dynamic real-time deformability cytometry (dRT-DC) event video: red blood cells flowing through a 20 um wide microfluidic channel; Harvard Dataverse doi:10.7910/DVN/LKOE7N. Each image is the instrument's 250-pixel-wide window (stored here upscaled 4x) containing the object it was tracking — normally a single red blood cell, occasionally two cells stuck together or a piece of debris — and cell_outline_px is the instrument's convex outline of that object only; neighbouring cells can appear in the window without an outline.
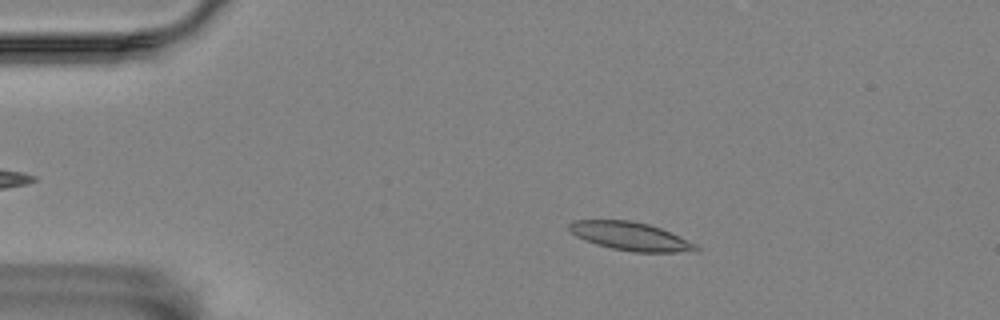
{"species": "Egyptian fruit bat (a non-hibernating species)", "species_latin": "Rousettus aegyptiacus", "temperature_condition": "room temperature", "stored_images_in_passage": 56, "camera_frame_rate_fps": 3000, "um_per_image_px": 0.085, "animal": {"sex": "female"}, "frame": {"image": 1, "passage_image": 10, "time_ms": 3.0, "image_size_px": [1000, 320], "cell_outline_px": [[700, 248], [696, 252], [632, 252], [612, 248], [596, 244], [584, 240], [576, 236], [568, 228], [568, 224], [572, 220], [628, 220], [648, 224], [660, 228], [696, 244]], "centroid_in_image_um": [53.58, 20.09], "position_along_channel_um": 31.4, "area_um2": 20.87}}
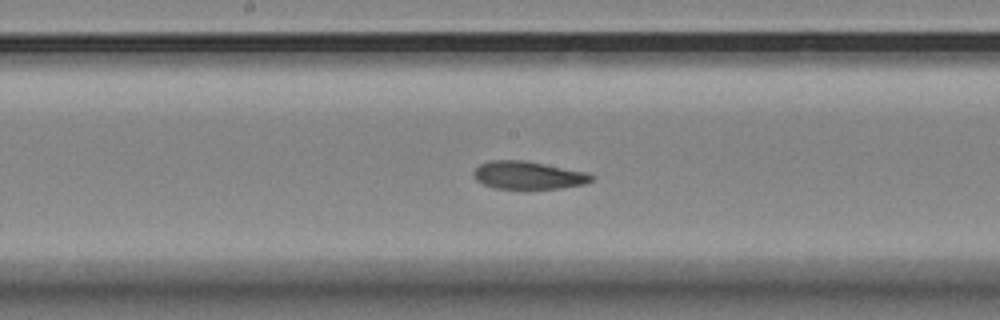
{"frame": {"image": 2, "passage_image": 29, "time_ms": 9.333, "image_size_px": [1000, 320], "cell_outline_px": [[596, 176], [592, 180], [584, 184], [560, 188], [496, 188], [484, 184], [476, 180], [472, 176], [472, 172], [480, 164], [488, 160], [524, 160], [584, 172]], "centroid_in_image_um": [44.85, 14.88], "position_along_channel_um": 203.3, "area_um2": 18.9}}
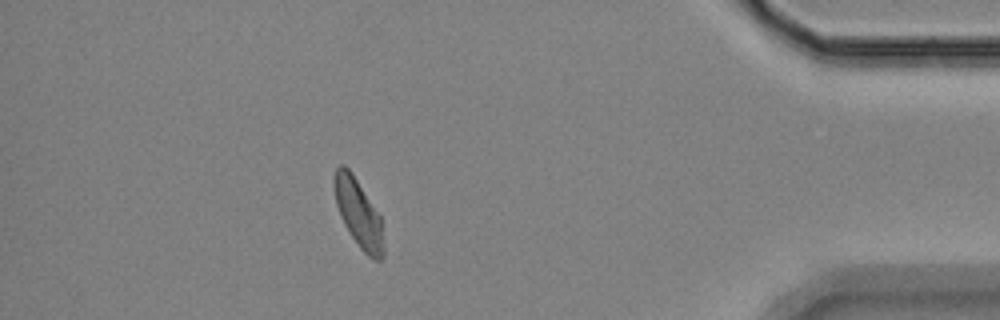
{"frame": {"image": 3, "passage_image": 50, "time_ms": 16.333, "image_size_px": [1000, 320], "cell_outline_px": [[384, 256], [380, 260], [376, 260], [368, 256], [360, 248], [344, 224], [340, 216], [336, 204], [332, 180], [336, 168], [340, 164], [344, 164], [352, 172], [380, 216], [384, 248]], "centroid_in_image_um": [30.44, 18.1], "position_along_channel_um": 404.8, "area_um2": 19.48}, "authors_computed_cell_mechanics": {"area_um2": 19.7965, "velocity_mm_per_s": 3.4903, "shape_relaxation_time_tau1_ms": 9.5916, "shape_relaxation_time_tau2_ms": 2.6859, "deformation_change_tau1": 0.2178, "deformation_change_tau2": 0.0828}}